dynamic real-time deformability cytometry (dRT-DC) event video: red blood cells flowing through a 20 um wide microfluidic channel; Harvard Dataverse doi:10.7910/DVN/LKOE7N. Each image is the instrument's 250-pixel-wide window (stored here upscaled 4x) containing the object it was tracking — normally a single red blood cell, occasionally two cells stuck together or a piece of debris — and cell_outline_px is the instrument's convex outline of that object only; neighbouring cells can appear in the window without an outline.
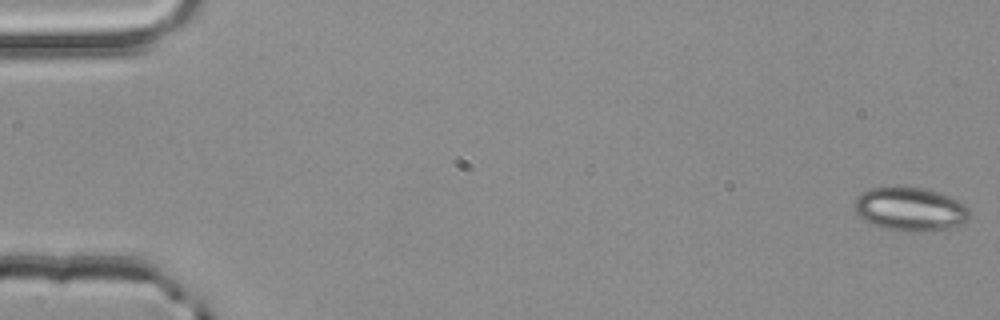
{"species": "common noctule bat (a hibernating species)", "species_latin": "Nyctalus noctula", "temperature_condition": "room temperature", "stored_images_in_passage": 4, "camera_frame_rate_fps": 3000, "um_per_image_px": 0.085, "animal": {"sex": "male", "body_mass_g": 20.4}, "frame": {"image": 1, "passage_image": 1, "time_ms": 0.0, "image_size_px": [1000, 320], "cell_outline_px": [[968, 216], [960, 224], [948, 228], [932, 232], [904, 232], [880, 228], [864, 220], [856, 212], [856, 196], [868, 188], [900, 184], [924, 188], [940, 192], [964, 204], [968, 208]], "centroid_in_image_um": [77.32, 17.75], "position_along_channel_um": 7.7, "area_um2": 29.94}}